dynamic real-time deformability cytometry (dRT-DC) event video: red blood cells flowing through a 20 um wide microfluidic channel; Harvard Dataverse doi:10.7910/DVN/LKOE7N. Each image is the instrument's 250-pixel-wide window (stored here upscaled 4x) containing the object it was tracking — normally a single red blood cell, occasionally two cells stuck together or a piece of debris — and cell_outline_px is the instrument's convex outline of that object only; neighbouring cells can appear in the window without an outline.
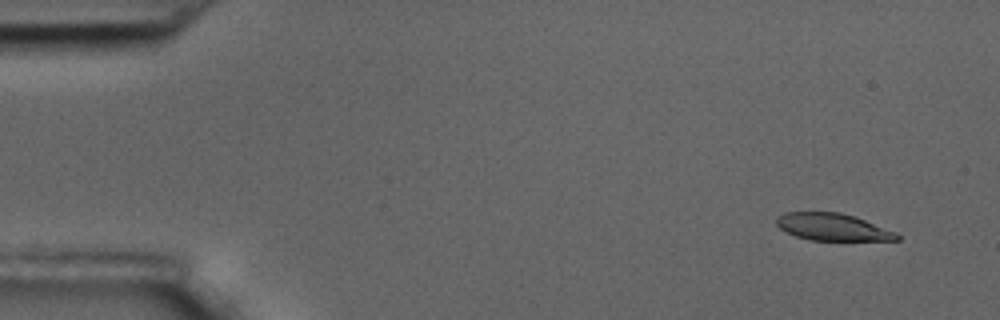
{"species": "common noctule bat (a hibernating species)", "species_latin": "Nyctalus noctula", "temperature_condition": "room temperature", "stored_images_in_passage": 58, "camera_frame_rate_fps": 3000, "um_per_image_px": 0.085, "animal": {"sex": "male", "body_mass_g": 17.5, "forearm_length_mm": 52.3}, "frame": {"image": 1, "passage_image": 4, "time_ms": 1.0, "image_size_px": [1000, 320], "cell_outline_px": [[900, 240], [808, 240], [796, 236], [780, 228], [776, 224], [776, 216], [784, 212], [840, 212], [856, 216], [896, 232], [900, 236]], "centroid_in_image_um": [70.77, 19.29], "position_along_channel_um": 14.2, "area_um2": 19.13}}
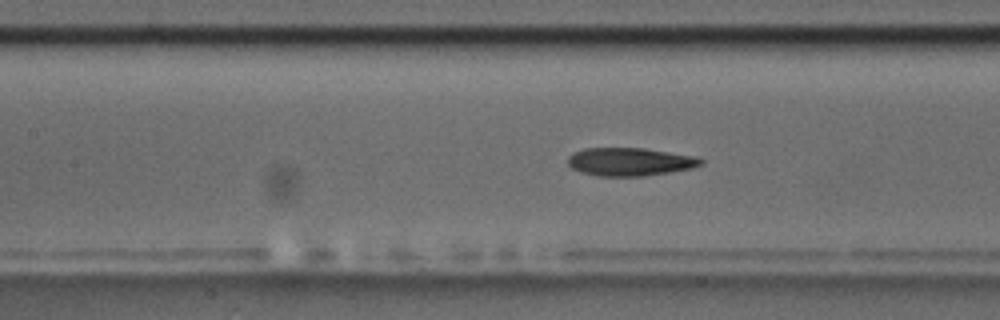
{"frame": {"image": 2, "passage_image": 26, "time_ms": 8.333, "image_size_px": [1000, 320], "cell_outline_px": [[704, 164], [692, 168], [644, 176], [596, 176], [580, 172], [572, 168], [568, 164], [568, 156], [572, 152], [584, 148], [644, 148], [692, 156], [704, 160]], "centroid_in_image_um": [53.49, 13.75], "position_along_channel_um": 153.9, "area_um2": 21.79}}
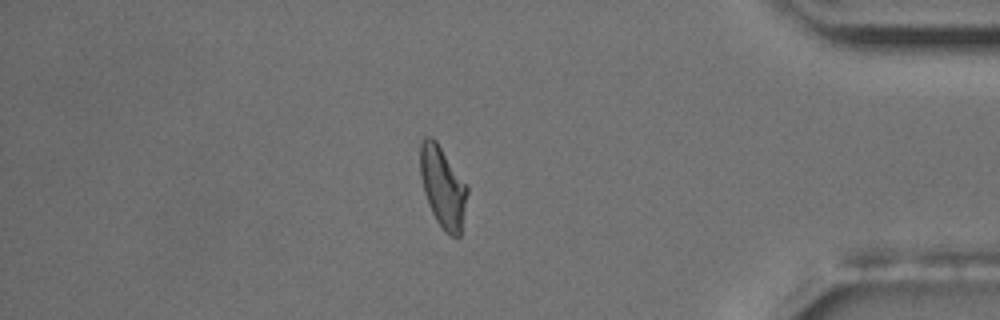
{"frame": {"image": 3, "passage_image": 50, "time_ms": 16.333, "image_size_px": [1000, 320], "cell_outline_px": [[468, 192], [460, 236], [452, 236], [444, 232], [436, 220], [428, 204], [424, 192], [420, 176], [420, 140], [424, 136], [432, 136], [436, 140], [468, 184]], "centroid_in_image_um": [37.64, 15.85], "position_along_channel_um": 397.6, "area_um2": 22.6}, "authors_computed_cell_mechanics": {"area_um2": 21.8484, "velocity_mm_per_s": 3.4609, "shape_relaxation_time_tau1_ms": null, "shape_relaxation_time_tau2_ms": 2.4738, "deformation_change_tau1": null, "deformation_change_tau2": 0.1023}}